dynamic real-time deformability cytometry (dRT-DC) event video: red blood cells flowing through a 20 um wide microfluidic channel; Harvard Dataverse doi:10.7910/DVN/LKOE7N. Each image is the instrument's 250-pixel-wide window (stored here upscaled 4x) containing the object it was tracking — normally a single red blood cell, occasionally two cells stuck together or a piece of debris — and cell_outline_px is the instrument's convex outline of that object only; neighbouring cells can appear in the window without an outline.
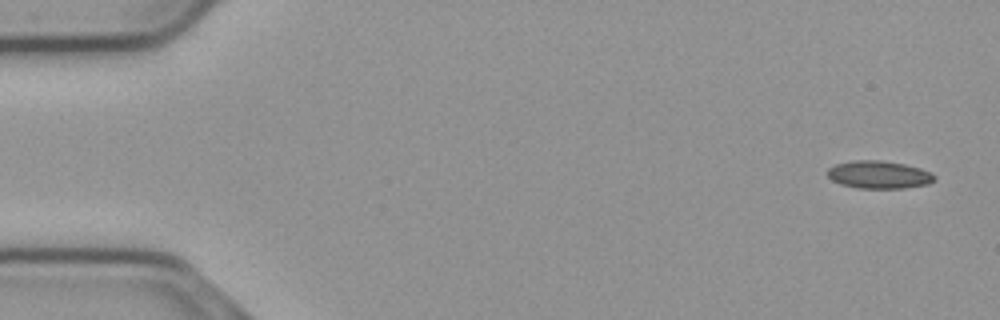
{"species": "common noctule bat (a hibernating species)", "species_latin": "Nyctalus noctula", "temperature_condition": "cold", "stored_images_in_passage": 55, "segment_of_instrument_passage": [1, 2], "camera_frame_rate_fps": 3000, "um_per_image_px": 0.085, "animal": {"sex": "male", "body_mass_g": 23.1, "forearm_length_mm": 52.7}, "frame": {"image": 1, "passage_image": 1, "time_ms": 0.0, "image_size_px": [1000, 320], "cell_outline_px": [[936, 180], [928, 184], [904, 188], [856, 188], [840, 184], [832, 180], [828, 176], [828, 168], [836, 164], [852, 160], [880, 160], [904, 164], [920, 168], [932, 172], [936, 176]], "centroid_in_image_um": [74.73, 14.85], "position_along_channel_um": 10.3, "area_um2": 17.4}}
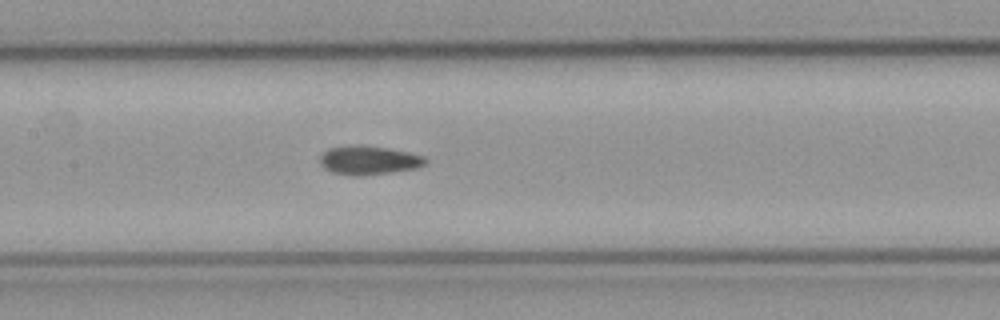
{"frame": {"image": 2, "passage_image": 25, "time_ms": 8.0, "image_size_px": [1000, 320], "cell_outline_px": [[428, 160], [424, 164], [416, 168], [392, 172], [364, 176], [352, 176], [332, 172], [324, 168], [320, 164], [320, 156], [328, 148], [356, 144], [360, 144], [388, 148], [408, 152], [424, 156]], "centroid_in_image_um": [31.32, 13.62], "position_along_channel_um": 176.1, "area_um2": 17.92}}
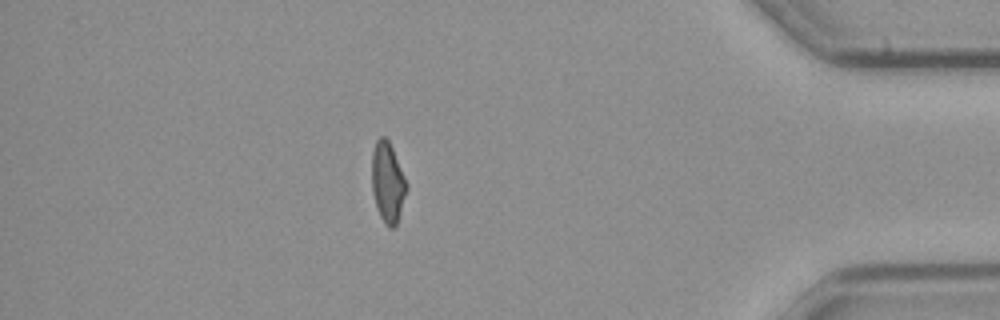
{"frame": {"image": 3, "passage_image": 47, "time_ms": 15.333, "image_size_px": [1000, 320], "cell_outline_px": [[408, 188], [396, 228], [388, 228], [384, 224], [380, 216], [372, 192], [372, 152], [376, 140], [380, 136], [384, 136], [388, 140], [392, 148], [408, 184]], "centroid_in_image_um": [32.96, 15.54], "position_along_channel_um": 402.2, "area_um2": 16.42}}